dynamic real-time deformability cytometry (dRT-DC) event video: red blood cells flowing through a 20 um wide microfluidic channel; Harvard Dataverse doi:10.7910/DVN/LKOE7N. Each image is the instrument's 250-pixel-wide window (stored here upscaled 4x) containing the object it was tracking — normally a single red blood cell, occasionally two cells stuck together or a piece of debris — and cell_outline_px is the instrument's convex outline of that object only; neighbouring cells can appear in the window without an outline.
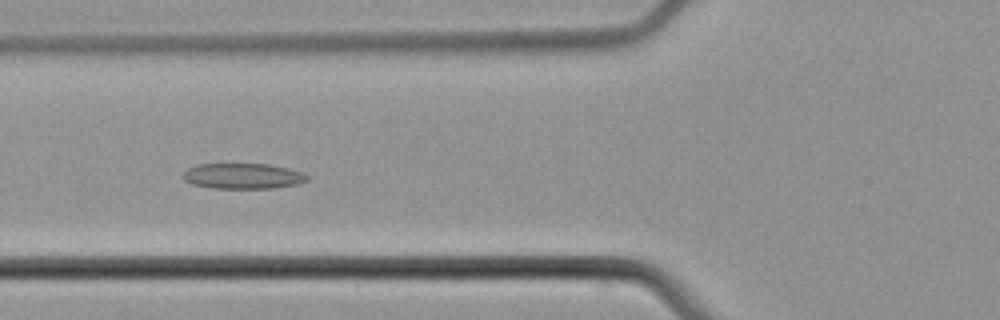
{"species": "common noctule bat (a hibernating species)", "species_latin": "Nyctalus noctula", "temperature_condition": "cold", "stored_images_in_passage": 52, "camera_frame_rate_fps": 3000, "um_per_image_px": 0.085, "animal": {"sex": "male", "body_mass_g": 21.5, "forearm_length_mm": 52.0}, "frame": {"image": 1, "passage_image": 20, "time_ms": 6.333, "image_size_px": [1000, 320], "cell_outline_px": [[308, 180], [296, 184], [276, 188], [212, 188], [192, 184], [184, 180], [180, 176], [188, 168], [196, 164], [268, 164], [288, 168], [300, 172], [308, 176]], "centroid_in_image_um": [20.6, 14.96], "position_along_channel_um": 105.2, "area_um2": 18.5}}
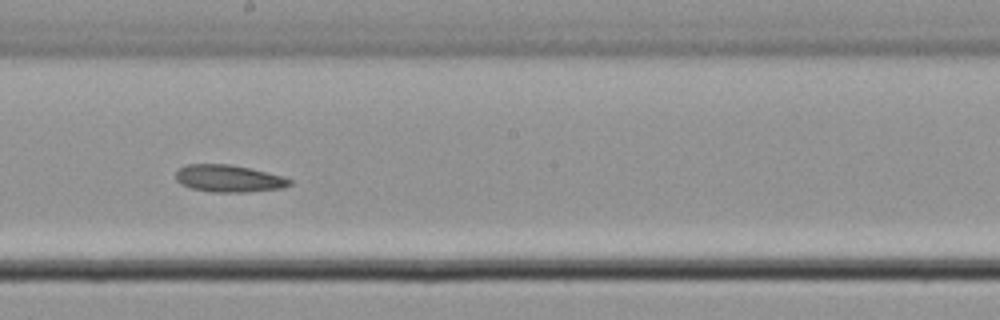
{"frame": {"image": 2, "passage_image": 29, "time_ms": 9.333, "image_size_px": [1000, 320], "cell_outline_px": [[292, 184], [284, 188], [248, 192], [212, 192], [192, 188], [180, 184], [176, 180], [176, 172], [180, 168], [188, 164], [228, 164], [248, 168], [280, 176], [292, 180]], "centroid_in_image_um": [19.43, 15.18], "position_along_channel_um": 228.8, "area_um2": 17.86}}
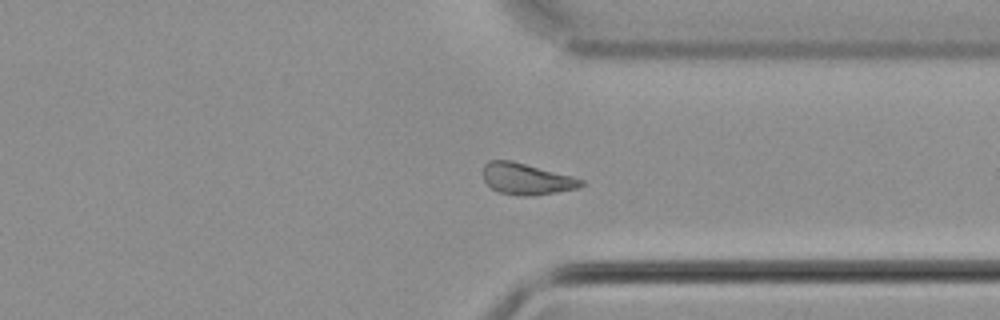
{"frame": {"image": 3, "passage_image": 39, "time_ms": 12.667, "image_size_px": [1000, 320], "cell_outline_px": [[584, 184], [580, 188], [536, 196], [516, 196], [496, 192], [484, 180], [484, 164], [488, 160], [512, 160], [572, 176], [584, 180]], "centroid_in_image_um": [44.76, 15.22], "position_along_channel_um": 366.6, "area_um2": 18.21}}